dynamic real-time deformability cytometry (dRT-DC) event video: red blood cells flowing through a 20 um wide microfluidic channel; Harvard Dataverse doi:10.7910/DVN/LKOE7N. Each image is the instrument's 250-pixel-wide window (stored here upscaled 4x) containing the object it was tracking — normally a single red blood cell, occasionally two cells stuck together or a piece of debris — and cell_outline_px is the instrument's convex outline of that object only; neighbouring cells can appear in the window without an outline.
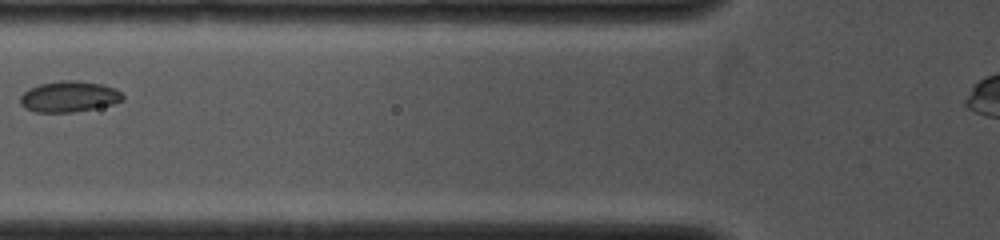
{"species": "common noctule bat (a hibernating species)", "species_latin": "Nyctalus noctula", "temperature_condition": "cold", "stored_images_in_passage": 3, "camera_frame_rate_fps": 4000, "um_per_image_px": 0.085, "animal": {"sex": "female", "body_mass_g": 19.0, "forearm_length_mm": 53.3}, "frame": {"image": 1, "passage_image": 3, "time_ms": 2.25, "image_size_px": [1000, 240], "cell_outline_px": [[124, 100], [112, 104], [72, 112], [36, 112], [24, 108], [20, 104], [20, 96], [28, 88], [40, 84], [60, 80], [76, 80], [104, 84], [120, 92], [124, 96]], "centroid_in_image_um": [5.84, 8.2], "position_along_channel_um": 120.0, "area_um2": 18.44}}